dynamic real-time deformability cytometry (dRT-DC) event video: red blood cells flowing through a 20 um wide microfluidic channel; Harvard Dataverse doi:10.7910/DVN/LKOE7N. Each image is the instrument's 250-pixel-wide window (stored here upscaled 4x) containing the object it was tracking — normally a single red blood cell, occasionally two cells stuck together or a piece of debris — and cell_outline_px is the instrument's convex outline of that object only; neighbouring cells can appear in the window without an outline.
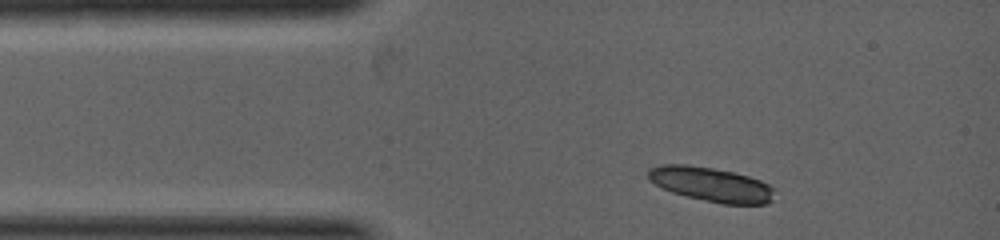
{"species": "common noctule bat (a hibernating species)", "species_latin": "Nyctalus noctula", "temperature_condition": "warm", "stored_images_in_passage": 3, "camera_frame_rate_fps": 5000, "um_per_image_px": 0.085, "animal": {"sex": "female", "body_mass_g": 19.0, "forearm_length_mm": 53.3}, "frame": {"image": 1, "passage_image": 1, "time_ms": 0.0, "image_size_px": [1000, 240], "cell_outline_px": [[776, 188], [772, 200], [764, 204], [724, 204], [688, 196], [672, 192], [648, 180], [648, 168], [660, 164], [688, 164], [712, 168], [732, 172], [748, 176], [760, 180]], "centroid_in_image_um": [60.45, 15.66], "position_along_channel_um": 24.5, "area_um2": 25.2}}